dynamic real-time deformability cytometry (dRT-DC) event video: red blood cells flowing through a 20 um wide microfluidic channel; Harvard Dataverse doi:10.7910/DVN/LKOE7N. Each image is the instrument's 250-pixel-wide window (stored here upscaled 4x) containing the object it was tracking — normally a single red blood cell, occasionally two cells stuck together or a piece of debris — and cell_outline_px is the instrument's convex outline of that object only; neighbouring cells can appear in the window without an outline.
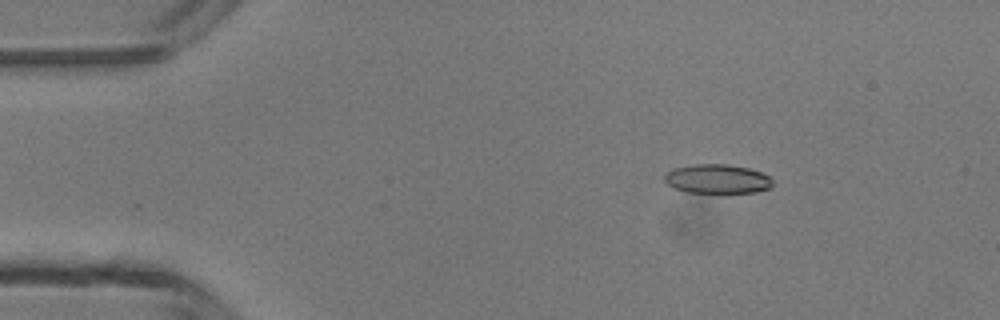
{"species": "common noctule bat (a hibernating species)", "species_latin": "Nyctalus noctula", "temperature_condition": "room temperature", "stored_images_in_passage": 4, "camera_frame_rate_fps": 3000, "um_per_image_px": 0.085, "animal": {"sex": "male", "body_mass_g": 13.3}, "frame": {"image": 1, "passage_image": 2, "time_ms": 1.333, "image_size_px": [1000, 320], "cell_outline_px": [[772, 184], [768, 188], [756, 192], [688, 192], [676, 188], [668, 184], [664, 180], [664, 176], [672, 168], [692, 164], [728, 164], [748, 168], [760, 172], [768, 176], [772, 180]], "centroid_in_image_um": [60.95, 15.19], "position_along_channel_um": 24.1, "area_um2": 18.15}}
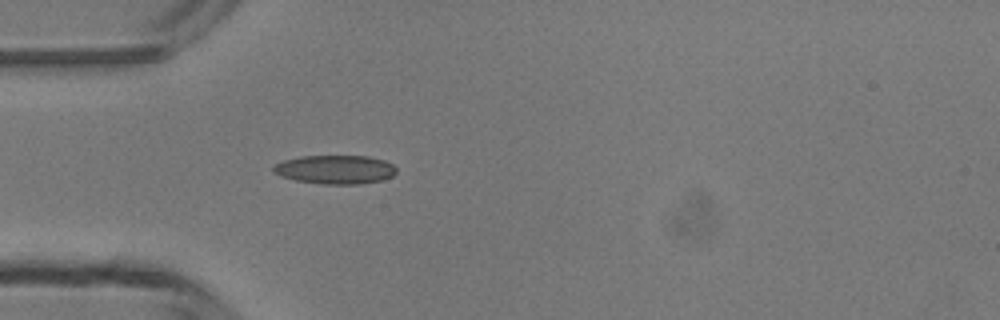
{"frame": {"image": 2, "passage_image": 4, "time_ms": 3.667, "image_size_px": [1000, 320], "cell_outline_px": [[396, 172], [392, 176], [380, 180], [360, 184], [320, 184], [296, 180], [280, 176], [272, 172], [272, 168], [276, 164], [284, 160], [300, 156], [368, 156], [384, 160], [392, 164], [396, 168]], "centroid_in_image_um": [28.47, 14.41], "position_along_channel_um": 56.5, "area_um2": 20.63}}